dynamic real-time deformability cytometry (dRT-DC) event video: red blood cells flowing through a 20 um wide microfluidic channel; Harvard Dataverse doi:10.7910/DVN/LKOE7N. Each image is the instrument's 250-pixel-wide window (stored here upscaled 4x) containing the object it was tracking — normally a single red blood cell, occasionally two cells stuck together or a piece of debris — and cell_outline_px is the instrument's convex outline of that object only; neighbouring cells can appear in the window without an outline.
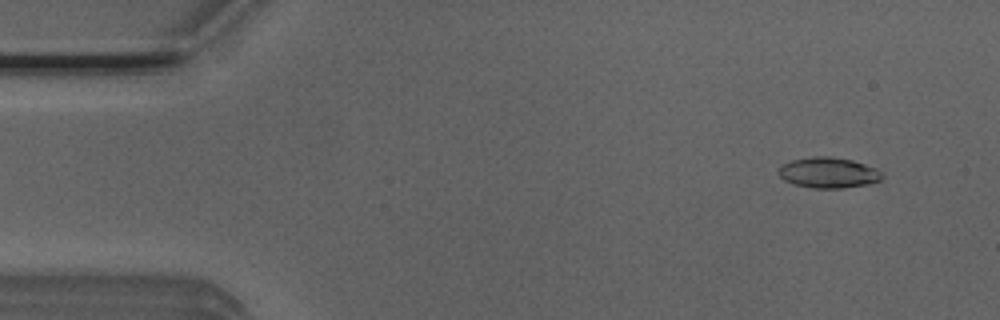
{"species": "Egyptian fruit bat (a non-hibernating species)", "species_latin": "Rousettus aegyptiacus", "temperature_condition": "room temperature", "stored_images_in_passage": 51, "camera_frame_rate_fps": 3000, "um_per_image_px": 0.085, "animal": {"sex": "male"}, "frame": {"image": 1, "passage_image": 4, "time_ms": 1.0, "image_size_px": [1000, 320], "cell_outline_px": [[884, 176], [880, 180], [868, 184], [840, 188], [816, 188], [792, 184], [784, 180], [780, 176], [780, 164], [792, 160], [816, 156], [832, 156], [852, 160], [876, 168], [884, 172]], "centroid_in_image_um": [70.44, 14.67], "position_along_channel_um": 14.6, "area_um2": 18.5}}
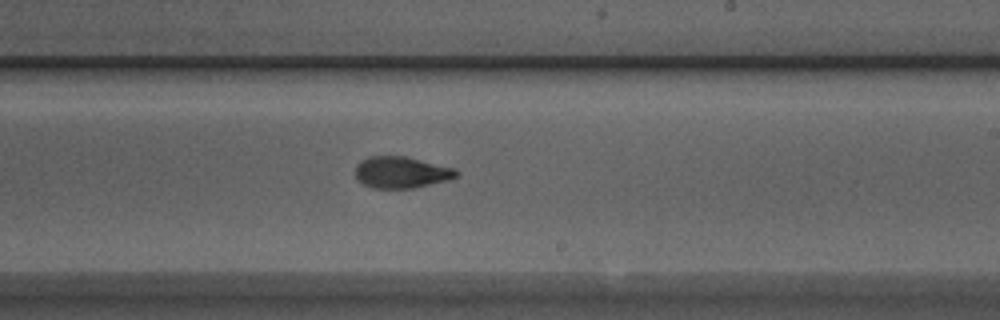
{"frame": {"image": 2, "passage_image": 30, "time_ms": 9.667, "image_size_px": [1000, 320], "cell_outline_px": [[460, 172], [456, 176], [448, 180], [412, 188], [372, 188], [364, 184], [356, 176], [356, 164], [360, 160], [368, 156], [404, 156], [456, 168]], "centroid_in_image_um": [34.11, 14.64], "position_along_channel_um": 254.9, "area_um2": 18.5}}
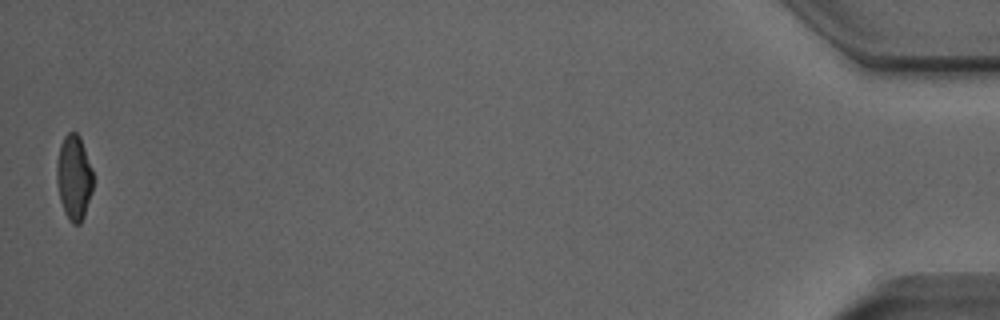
{"frame": {"image": 3, "passage_image": 51, "time_ms": 16.667, "image_size_px": [1000, 320], "cell_outline_px": [[92, 192], [84, 216], [80, 224], [72, 224], [64, 212], [60, 200], [56, 184], [56, 160], [60, 144], [64, 136], [68, 132], [76, 132], [80, 136], [92, 168]], "centroid_in_image_um": [6.26, 15.07], "position_along_channel_um": 428.9, "area_um2": 18.21}, "authors_computed_cell_mechanics": {"area_um2": 18.496, "velocity_mm_per_s": 3.9467, "shape_relaxation_time_tau1_ms": 5.3338, "shape_relaxation_time_tau2_ms": 1.8151, "deformation_change_tau1": 0.1802, "deformation_change_tau2": 0.0751}}